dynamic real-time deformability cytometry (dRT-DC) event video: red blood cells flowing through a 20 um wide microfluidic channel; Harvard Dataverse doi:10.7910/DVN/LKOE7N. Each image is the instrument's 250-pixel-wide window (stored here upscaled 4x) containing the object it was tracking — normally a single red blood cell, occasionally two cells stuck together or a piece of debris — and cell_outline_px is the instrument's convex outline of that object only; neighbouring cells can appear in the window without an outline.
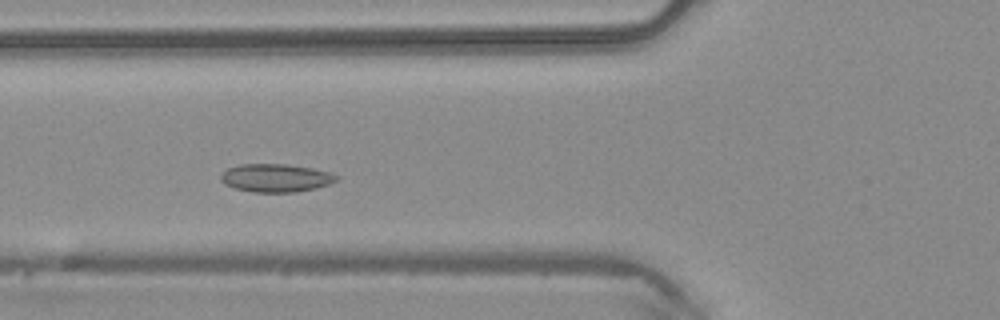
{"species": "common noctule bat (a hibernating species)", "species_latin": "Nyctalus noctula", "temperature_condition": "warm", "stored_images_in_passage": 42, "camera_frame_rate_fps": 3000, "um_per_image_px": 0.085, "animal": {"sex": "male", "body_mass_g": 20.4}, "frame": {"image": 1, "passage_image": 13, "time_ms": 4.0, "image_size_px": [1000, 320], "cell_outline_px": [[340, 176], [336, 180], [328, 184], [316, 188], [296, 192], [252, 192], [236, 188], [224, 184], [220, 180], [220, 176], [228, 168], [240, 164], [288, 164], [312, 168], [328, 172]], "centroid_in_image_um": [23.43, 15.12], "position_along_channel_um": 102.4, "area_um2": 18.9}}
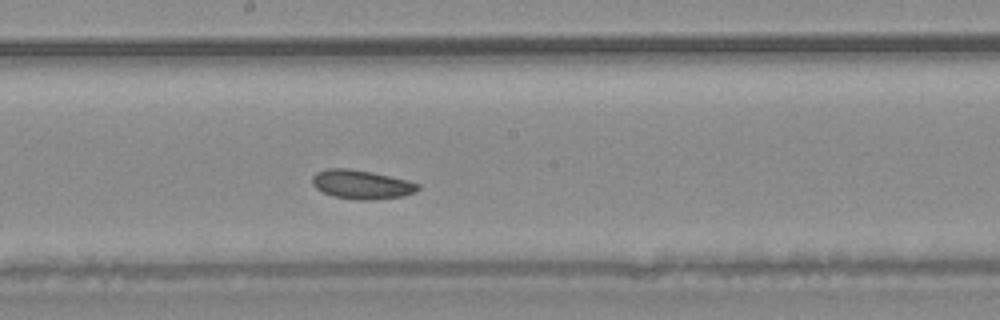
{"frame": {"image": 2, "passage_image": 21, "time_ms": 6.667, "image_size_px": [1000, 320], "cell_outline_px": [[420, 188], [416, 192], [404, 196], [372, 200], [356, 200], [332, 196], [316, 188], [312, 184], [312, 176], [316, 172], [328, 168], [348, 168], [372, 172], [408, 180], [420, 184]], "centroid_in_image_um": [30.74, 15.68], "position_along_channel_um": 217.5, "area_um2": 18.03}}
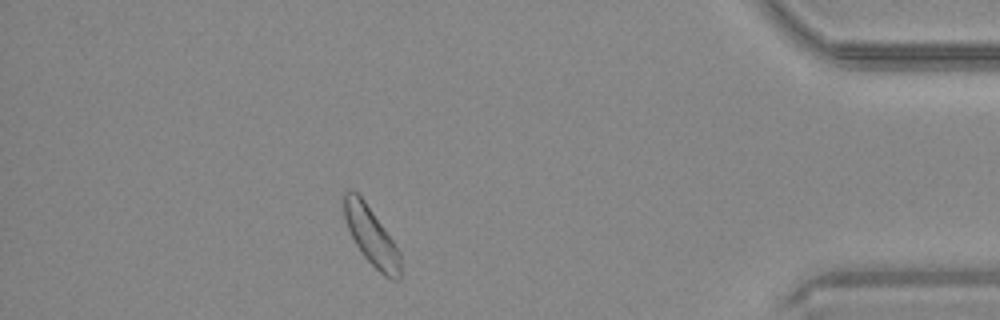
{"frame": {"image": 3, "passage_image": 37, "time_ms": 12.0, "image_size_px": [1000, 320], "cell_outline_px": [[400, 280], [392, 280], [384, 276], [360, 252], [348, 228], [344, 216], [344, 192], [348, 188], [356, 192], [364, 200], [384, 228], [400, 252]], "centroid_in_image_um": [31.55, 20.07], "position_along_channel_um": 403.6, "area_um2": 18.79}}